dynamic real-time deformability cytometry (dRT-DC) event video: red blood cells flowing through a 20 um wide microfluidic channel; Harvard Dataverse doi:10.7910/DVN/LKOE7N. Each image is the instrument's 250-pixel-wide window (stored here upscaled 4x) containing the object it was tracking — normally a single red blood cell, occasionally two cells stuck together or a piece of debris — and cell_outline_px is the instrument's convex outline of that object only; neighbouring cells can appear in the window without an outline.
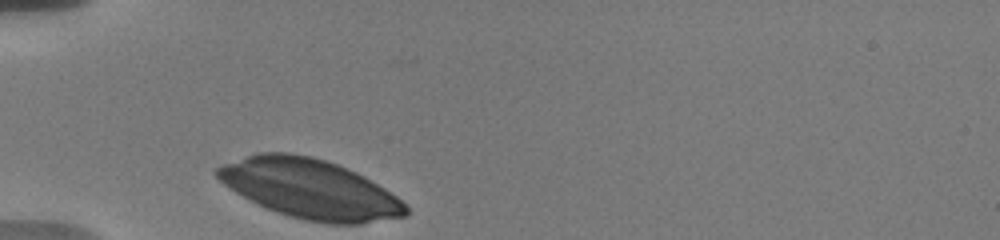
{"species": "human", "species_latin": "Homo sapiens", "temperature_condition": "warm", "stored_images_in_passage": 16, "camera_frame_rate_fps": 3000, "um_per_image_px": 0.085, "donor": {"sex": "male"}, "frame": {"image": 1, "passage_image": 1, "time_ms": 0.0, "image_size_px": [1000, 240], "cell_outline_px": [[408, 216], [360, 224], [328, 224], [304, 220], [288, 216], [276, 212], [236, 192], [224, 184], [212, 172], [216, 168], [224, 164], [244, 156], [256, 152], [288, 152], [312, 156], [336, 164], [356, 172], [364, 176], [384, 188], [396, 196], [408, 208]], "centroid_in_image_um": [26.35, 16.05], "position_along_channel_um": 58.7, "area_um2": 65.08}}
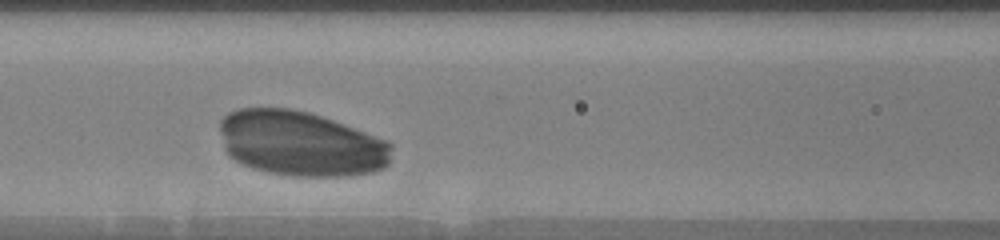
{"frame": {"image": 2, "passage_image": 7, "time_ms": 2.667, "image_size_px": [1000, 240], "cell_outline_px": [[392, 148], [388, 164], [384, 168], [372, 172], [348, 176], [292, 176], [268, 172], [252, 168], [240, 164], [228, 156], [224, 148], [220, 132], [220, 120], [228, 112], [240, 108], [288, 108], [308, 112], [344, 124], [388, 140], [392, 144]], "centroid_in_image_um": [25.55, 12.21], "position_along_channel_um": 141.1, "area_um2": 65.6}}